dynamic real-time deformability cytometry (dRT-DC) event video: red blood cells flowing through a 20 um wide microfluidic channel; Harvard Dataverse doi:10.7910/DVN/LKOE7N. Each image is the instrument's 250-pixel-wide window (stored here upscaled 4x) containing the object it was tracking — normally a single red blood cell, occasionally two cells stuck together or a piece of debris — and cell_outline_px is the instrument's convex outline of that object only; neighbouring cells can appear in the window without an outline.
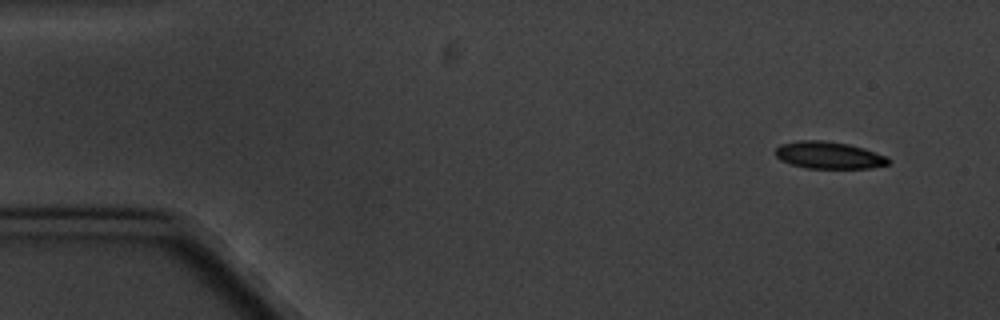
{"species": "common noctule bat (a hibernating species)", "species_latin": "Nyctalus noctula", "temperature_condition": "cold", "stored_images_in_passage": 8, "camera_frame_rate_fps": 3000, "um_per_image_px": 0.085, "animal": {"sex": "male", "body_mass_g": 20.1, "forearm_length_mm": 53.5}, "frame": {"image": 1, "passage_image": 1, "time_ms": 0.0, "image_size_px": [1000, 320], "cell_outline_px": [[892, 160], [888, 164], [868, 168], [804, 168], [780, 160], [776, 156], [776, 148], [780, 144], [800, 140], [824, 140], [848, 144], [864, 148], [888, 156]], "centroid_in_image_um": [70.47, 13.19], "position_along_channel_um": 14.5, "area_um2": 17.92}}